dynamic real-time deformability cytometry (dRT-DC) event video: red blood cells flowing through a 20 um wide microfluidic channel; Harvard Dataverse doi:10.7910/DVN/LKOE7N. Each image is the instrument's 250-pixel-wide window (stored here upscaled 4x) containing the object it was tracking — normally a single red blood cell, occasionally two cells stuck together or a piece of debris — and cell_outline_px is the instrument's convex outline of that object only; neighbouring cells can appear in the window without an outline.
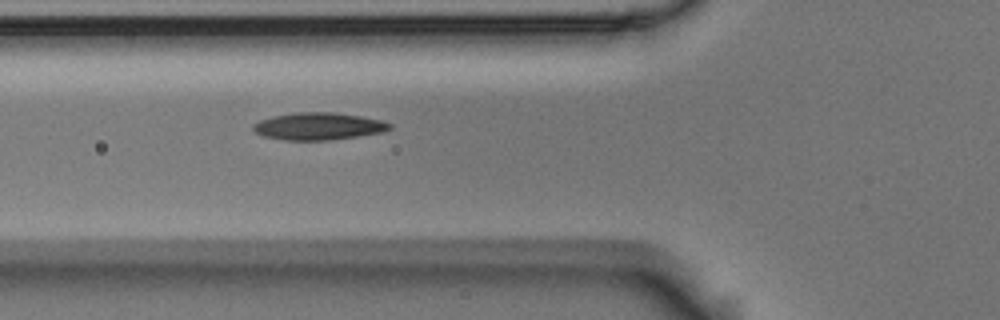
{"species": "Egyptian fruit bat (a non-hibernating species)", "species_latin": "Rousettus aegyptiacus", "temperature_condition": "room temperature", "stored_images_in_passage": 5, "camera_frame_rate_fps": 3000, "um_per_image_px": 0.085, "animal": {"sex": "male"}, "frame": {"image": 1, "passage_image": 5, "time_ms": 1.333, "image_size_px": [1000, 320], "cell_outline_px": [[392, 128], [384, 132], [332, 140], [284, 140], [264, 136], [256, 132], [252, 128], [252, 124], [260, 120], [272, 116], [296, 112], [332, 112], [360, 116], [380, 120], [392, 124]], "centroid_in_image_um": [27.07, 10.73], "position_along_channel_um": 98.7, "area_um2": 21.73}}